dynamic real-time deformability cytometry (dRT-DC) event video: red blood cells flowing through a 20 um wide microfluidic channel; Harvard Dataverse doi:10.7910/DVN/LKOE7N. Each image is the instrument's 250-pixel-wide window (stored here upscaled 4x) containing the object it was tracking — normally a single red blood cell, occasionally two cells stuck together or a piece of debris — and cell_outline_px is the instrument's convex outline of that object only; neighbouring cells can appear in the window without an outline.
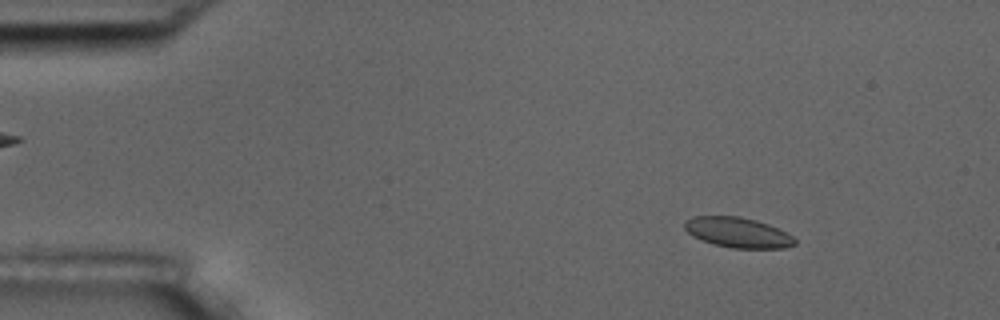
{"species": "common noctule bat (a hibernating species)", "species_latin": "Nyctalus noctula", "temperature_condition": "room temperature", "stored_images_in_passage": 5, "camera_frame_rate_fps": 3000, "um_per_image_px": 0.085, "animal": {"sex": "male", "body_mass_g": 17.5, "forearm_length_mm": 52.3}, "frame": {"image": 1, "passage_image": 2, "time_ms": 0.333, "image_size_px": [1000, 320], "cell_outline_px": [[796, 244], [784, 248], [732, 248], [712, 244], [692, 236], [684, 228], [684, 224], [692, 216], [740, 216], [756, 220], [768, 224], [792, 236], [796, 240]], "centroid_in_image_um": [62.7, 19.76], "position_along_channel_um": 22.3, "area_um2": 19.31}}
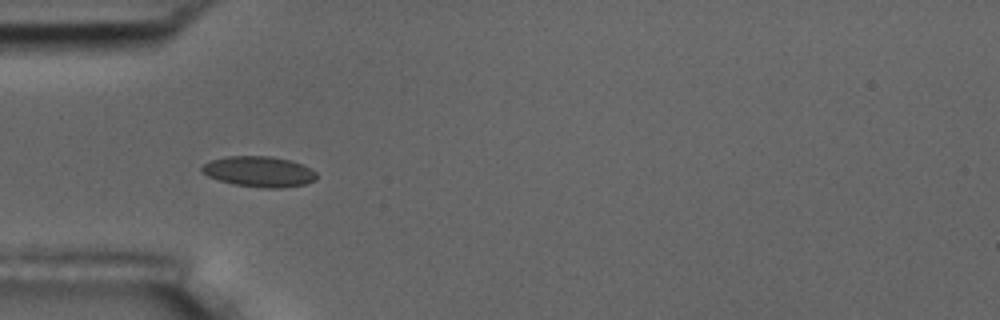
{"frame": {"image": 2, "passage_image": 5, "time_ms": 1.333, "image_size_px": [1000, 320], "cell_outline_px": [[316, 180], [304, 184], [280, 188], [264, 188], [236, 184], [220, 180], [208, 176], [200, 172], [200, 168], [204, 164], [212, 160], [224, 156], [272, 156], [292, 160], [316, 172]], "centroid_in_image_um": [22.0, 14.57], "position_along_channel_um": 63.0, "area_um2": 20.35}}